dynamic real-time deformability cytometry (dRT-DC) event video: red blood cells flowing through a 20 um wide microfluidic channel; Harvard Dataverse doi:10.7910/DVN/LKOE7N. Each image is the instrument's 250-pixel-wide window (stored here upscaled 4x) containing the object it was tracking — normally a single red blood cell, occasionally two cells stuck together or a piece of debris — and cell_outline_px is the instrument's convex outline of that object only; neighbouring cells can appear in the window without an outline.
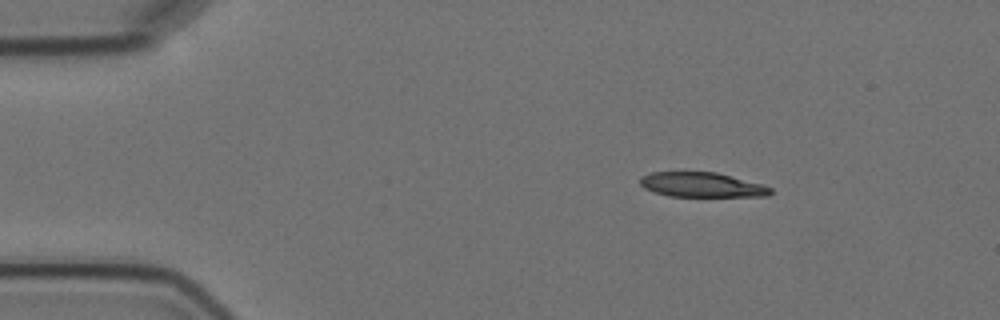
{"species": "Egyptian fruit bat (a non-hibernating species)", "species_latin": "Rousettus aegyptiacus", "temperature_condition": "cold", "stored_images_in_passage": 4, "camera_frame_rate_fps": 3000, "um_per_image_px": 0.085, "animal": {"sex": "female"}, "frame": {"image": 1, "passage_image": 1, "time_ms": 0.0, "image_size_px": [1000, 320], "cell_outline_px": [[772, 192], [768, 196], [668, 196], [644, 188], [640, 184], [640, 176], [652, 172], [716, 172], [760, 184], [772, 188]], "centroid_in_image_um": [59.62, 15.7], "position_along_channel_um": 25.4, "area_um2": 18.55}}
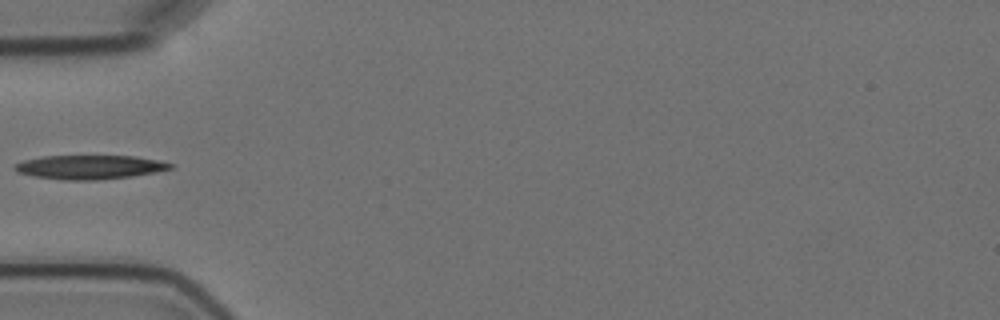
{"frame": {"image": 2, "passage_image": 4, "time_ms": 3.333, "image_size_px": [1000, 320], "cell_outline_px": [[176, 168], [156, 172], [132, 176], [100, 180], [64, 180], [32, 176], [16, 172], [12, 168], [16, 164], [24, 160], [40, 156], [136, 156], [156, 160], [172, 164]], "centroid_in_image_um": [7.6, 14.21], "position_along_channel_um": 77.4, "area_um2": 21.91}}